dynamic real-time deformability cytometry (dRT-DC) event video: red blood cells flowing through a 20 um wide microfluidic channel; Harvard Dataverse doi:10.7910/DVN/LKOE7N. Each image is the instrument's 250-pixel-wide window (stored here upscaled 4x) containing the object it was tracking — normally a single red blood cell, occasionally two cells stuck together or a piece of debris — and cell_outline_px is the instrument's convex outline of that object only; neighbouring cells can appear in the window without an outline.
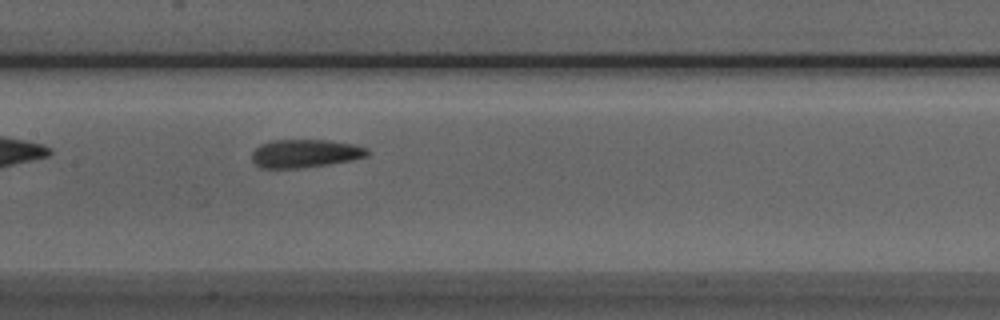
{"species": "Egyptian fruit bat (a non-hibernating species)", "species_latin": "Rousettus aegyptiacus", "temperature_condition": "room temperature", "stored_images_in_passage": 36, "camera_frame_rate_fps": 3000, "um_per_image_px": 0.085, "animal": {"sex": "male"}, "frame": {"image": 1, "passage_image": 9, "time_ms": 2.667, "image_size_px": [1000, 320], "cell_outline_px": [[372, 152], [368, 156], [352, 160], [328, 164], [300, 168], [260, 168], [252, 160], [252, 152], [260, 144], [272, 140], [328, 140], [352, 144], [368, 148]], "centroid_in_image_um": [25.95, 13.04], "position_along_channel_um": 181.4, "area_um2": 19.07}}
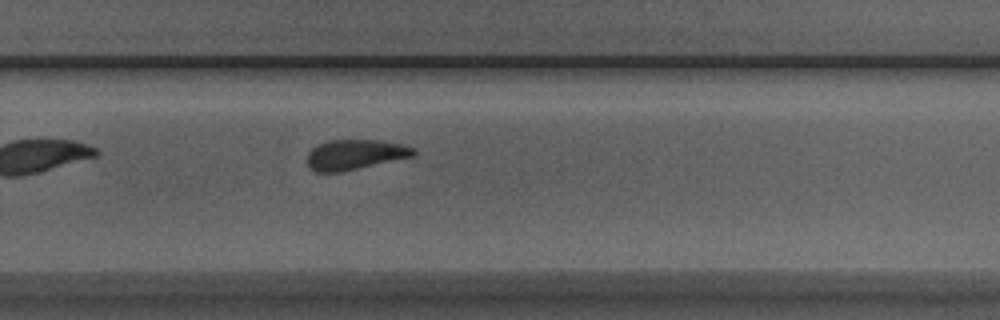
{"frame": {"image": 2, "passage_image": 18, "time_ms": 5.667, "image_size_px": [1000, 320], "cell_outline_px": [[416, 156], [340, 172], [316, 172], [308, 164], [308, 152], [312, 148], [328, 140], [380, 140], [404, 144], [416, 148]], "centroid_in_image_um": [30.25, 13.13], "position_along_channel_um": 299.6, "area_um2": 18.73}}
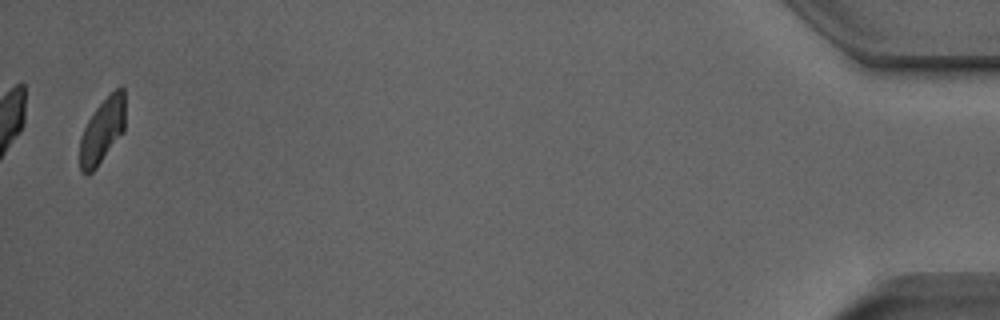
{"frame": {"image": 3, "passage_image": 35, "time_ms": 11.333, "image_size_px": [1000, 320], "cell_outline_px": [[124, 132], [96, 168], [88, 176], [84, 176], [80, 172], [80, 136], [88, 120], [96, 108], [120, 84], [124, 88]], "centroid_in_image_um": [8.68, 11.15], "position_along_channel_um": 426.5, "area_um2": 17.28}}